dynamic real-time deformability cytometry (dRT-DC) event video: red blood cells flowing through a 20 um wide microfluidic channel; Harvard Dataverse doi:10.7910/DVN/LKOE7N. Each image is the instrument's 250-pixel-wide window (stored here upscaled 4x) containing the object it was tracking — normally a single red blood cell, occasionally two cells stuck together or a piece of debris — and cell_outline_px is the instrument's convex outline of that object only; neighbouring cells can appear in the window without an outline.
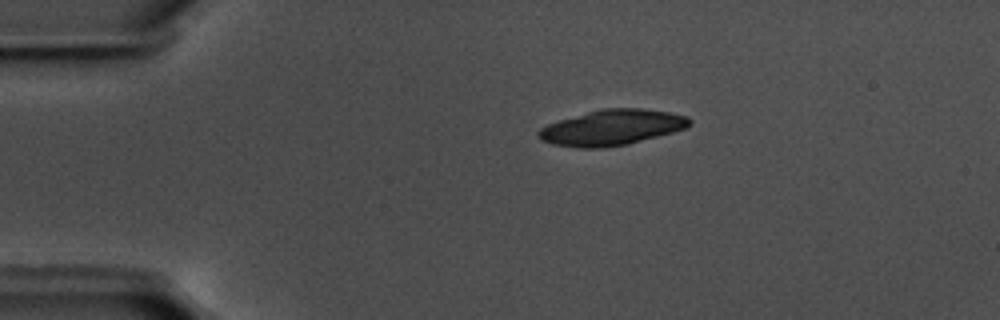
{"species": "common noctule bat (a hibernating species)", "species_latin": "Nyctalus noctula", "temperature_condition": "warm", "stored_images_in_passage": 46, "camera_frame_rate_fps": 3000, "um_per_image_px": 0.085, "animal": {"sex": "male", "body_mass_g": 17.5, "forearm_length_mm": 52.3}, "frame": {"image": 1, "passage_image": 1, "time_ms": 0.0, "image_size_px": [1000, 320], "cell_outline_px": [[688, 124], [684, 128], [624, 144], [556, 144], [544, 140], [540, 136], [540, 132], [544, 128], [552, 124], [564, 120], [592, 112], [612, 108], [636, 108], [664, 112], [684, 116], [688, 120]], "centroid_in_image_um": [52.11, 10.78], "position_along_channel_um": 32.9, "area_um2": 27.8}}